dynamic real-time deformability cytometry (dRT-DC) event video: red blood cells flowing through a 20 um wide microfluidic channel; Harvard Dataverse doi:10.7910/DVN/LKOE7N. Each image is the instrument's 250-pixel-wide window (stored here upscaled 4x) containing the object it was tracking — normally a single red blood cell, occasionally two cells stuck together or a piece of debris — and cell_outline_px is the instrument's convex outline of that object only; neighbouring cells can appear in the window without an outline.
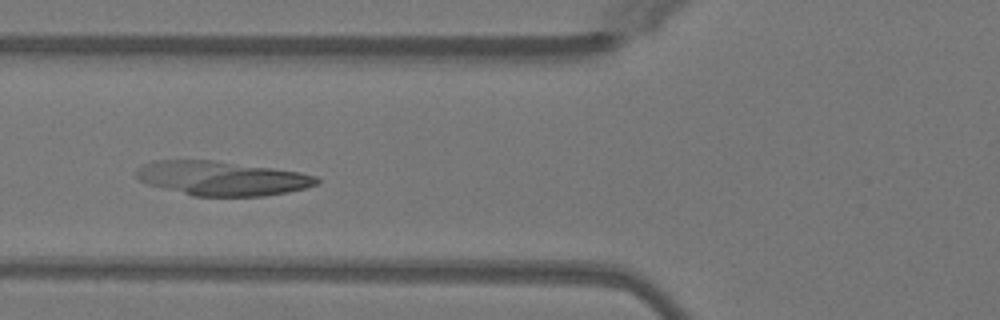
{"species": "Egyptian fruit bat (a non-hibernating species)", "species_latin": "Rousettus aegyptiacus", "temperature_condition": "warm", "stored_images_in_passage": 40, "segment_of_instrument_passage": [1, 2], "camera_frame_rate_fps": 3000, "um_per_image_px": 0.085, "animal": {"sex": "female"}, "frame": {"image": 1, "passage_image": 16, "time_ms": 5.0, "image_size_px": [1000, 320], "cell_outline_px": [[320, 180], [316, 184], [304, 188], [288, 192], [264, 196], [192, 196], [148, 184], [132, 176], [136, 168], [140, 164], [152, 160], [212, 160], [272, 168], [300, 172], [316, 176]], "centroid_in_image_um": [18.78, 15.15], "position_along_channel_um": 107.0, "area_um2": 36.24}}
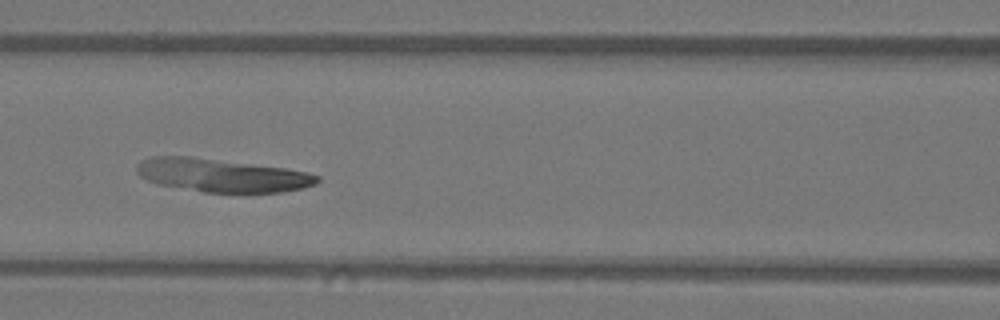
{"frame": {"image": 2, "passage_image": 19, "time_ms": 6.0, "image_size_px": [1000, 320], "cell_outline_px": [[320, 180], [316, 184], [284, 192], [204, 192], [156, 184], [140, 176], [136, 172], [136, 164], [140, 160], [152, 156], [192, 156], [288, 168], [320, 176]], "centroid_in_image_um": [18.82, 14.89], "position_along_channel_um": 147.8, "area_um2": 35.14}}